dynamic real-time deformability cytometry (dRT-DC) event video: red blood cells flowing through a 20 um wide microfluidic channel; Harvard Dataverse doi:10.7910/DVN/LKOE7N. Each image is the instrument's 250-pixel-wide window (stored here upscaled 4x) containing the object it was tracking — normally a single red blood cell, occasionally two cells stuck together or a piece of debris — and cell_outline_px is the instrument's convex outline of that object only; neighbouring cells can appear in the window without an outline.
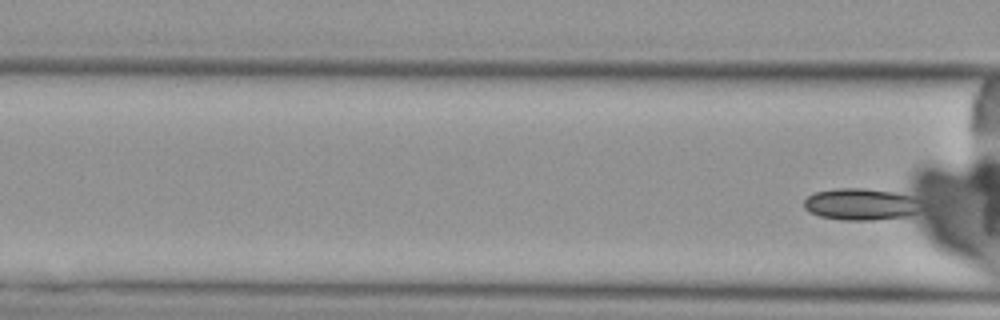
{"species": "Egyptian fruit bat (a non-hibernating species)", "species_latin": "Rousettus aegyptiacus", "temperature_condition": "cold", "stored_images_in_passage": 8, "camera_frame_rate_fps": 3000, "um_per_image_px": 0.085, "animal": {"sex": "female"}, "frame": {"image": 1, "passage_image": 8, "time_ms": 9.0, "image_size_px": [1000, 320], "cell_outline_px": [[916, 212], [908, 216], [876, 220], [840, 220], [820, 216], [808, 212], [804, 208], [804, 200], [808, 196], [816, 192], [836, 188], [864, 188], [892, 192], [908, 196], [916, 200]], "centroid_in_image_um": [73.06, 17.37], "position_along_channel_um": 93.5, "area_um2": 21.39}}